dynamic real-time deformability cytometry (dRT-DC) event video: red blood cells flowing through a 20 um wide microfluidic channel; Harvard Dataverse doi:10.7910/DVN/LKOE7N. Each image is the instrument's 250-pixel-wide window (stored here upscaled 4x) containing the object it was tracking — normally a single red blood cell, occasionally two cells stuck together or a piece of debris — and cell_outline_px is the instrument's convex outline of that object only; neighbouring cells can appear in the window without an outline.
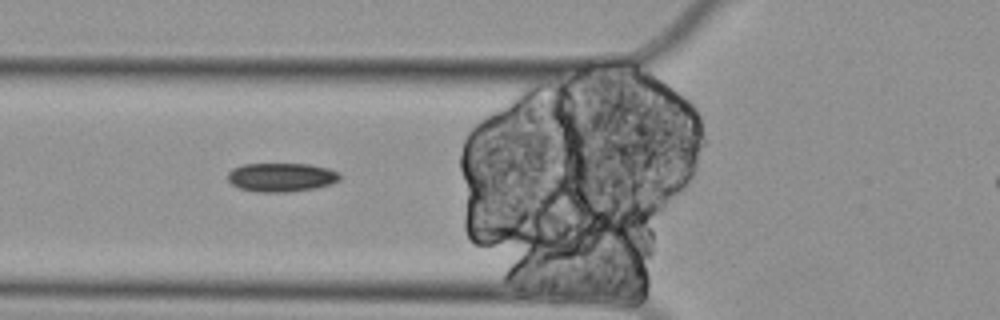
{"species": "Egyptian fruit bat (a non-hibernating species)", "species_latin": "Rousettus aegyptiacus", "temperature_condition": "cold", "stored_images_in_passage": 8, "camera_frame_rate_fps": 3000, "um_per_image_px": 0.085, "animal": {"sex": "female"}, "frame": {"image": 1, "passage_image": 5, "time_ms": 1.333, "image_size_px": [1000, 320], "cell_outline_px": [[340, 180], [332, 184], [316, 188], [288, 192], [256, 192], [240, 188], [232, 184], [228, 180], [228, 172], [232, 168], [244, 164], [312, 164], [328, 168], [340, 172]], "centroid_in_image_um": [23.94, 15.07], "position_along_channel_um": 101.9, "area_um2": 19.02}}
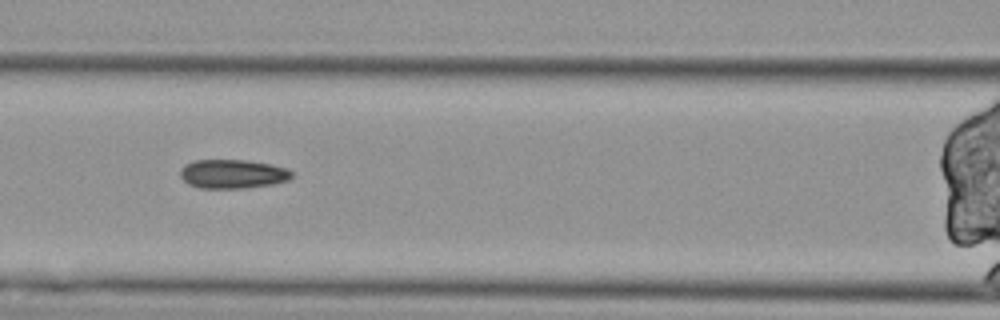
{"frame": {"image": 2, "passage_image": 6, "time_ms": 1.667, "image_size_px": [1000, 320], "cell_outline_px": [[296, 176], [288, 180], [276, 184], [244, 188], [200, 188], [188, 184], [180, 176], [180, 168], [184, 164], [192, 160], [248, 160], [272, 164], [288, 168], [296, 172]], "centroid_in_image_um": [19.84, 14.78], "position_along_channel_um": 146.8, "area_um2": 19.36}}
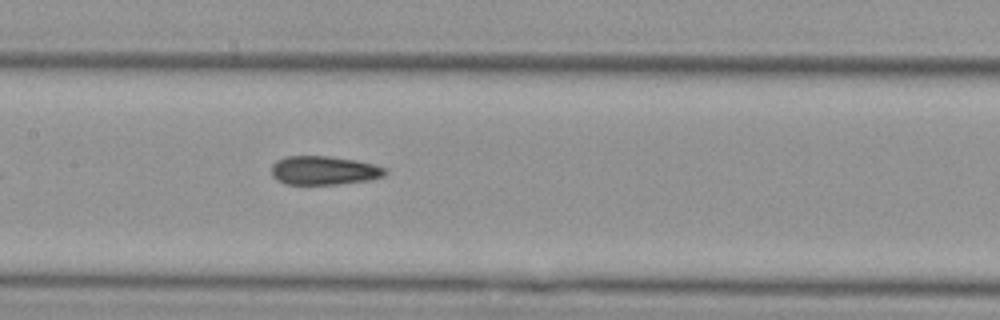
{"frame": {"image": 3, "passage_image": 7, "time_ms": 2.0, "image_size_px": [1000, 320], "cell_outline_px": [[388, 172], [384, 176], [368, 180], [336, 184], [284, 184], [276, 180], [272, 176], [272, 164], [276, 160], [284, 156], [328, 156], [356, 160], [388, 168]], "centroid_in_image_um": [27.52, 14.48], "position_along_channel_um": 179.9, "area_um2": 19.19}}